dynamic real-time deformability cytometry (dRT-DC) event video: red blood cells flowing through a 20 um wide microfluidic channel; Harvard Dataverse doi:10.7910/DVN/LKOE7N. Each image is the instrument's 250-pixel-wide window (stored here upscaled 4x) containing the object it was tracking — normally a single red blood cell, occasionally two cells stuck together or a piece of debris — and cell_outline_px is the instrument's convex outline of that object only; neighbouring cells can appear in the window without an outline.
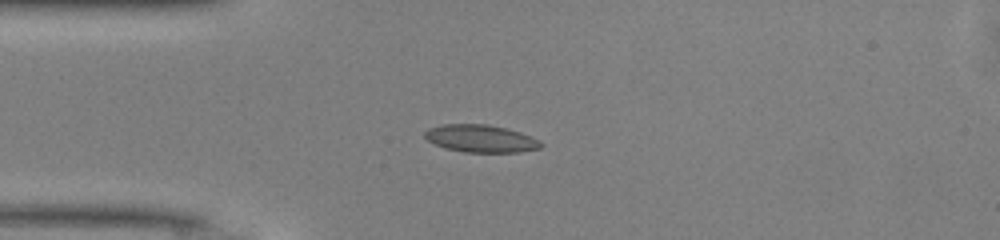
{"species": "common noctule bat (a hibernating species)", "species_latin": "Nyctalus noctula", "temperature_condition": "warm", "stored_images_in_passage": 38, "camera_frame_rate_fps": 3000, "um_per_image_px": 0.085, "animal": {"sex": "male", "body_mass_g": 13.0, "forearm_length_mm": 53.1}, "frame": {"image": 1, "passage_image": 1, "time_ms": 0.0, "image_size_px": [1000, 240], "cell_outline_px": [[544, 144], [540, 148], [520, 152], [464, 152], [444, 148], [428, 140], [424, 136], [424, 132], [428, 128], [440, 124], [488, 124], [520, 132], [532, 136], [540, 140]], "centroid_in_image_um": [40.87, 11.77], "position_along_channel_um": 44.1, "area_um2": 18.73}}
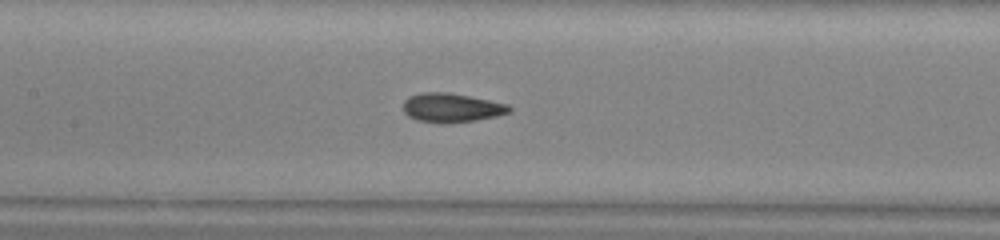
{"frame": {"image": 2, "passage_image": 11, "time_ms": 3.333, "image_size_px": [1000, 240], "cell_outline_px": [[512, 112], [496, 116], [476, 120], [444, 124], [440, 124], [416, 120], [408, 116], [404, 112], [404, 100], [408, 96], [420, 92], [448, 92], [508, 104], [512, 108]], "centroid_in_image_um": [38.36, 9.16], "position_along_channel_um": 169.0, "area_um2": 18.15}}
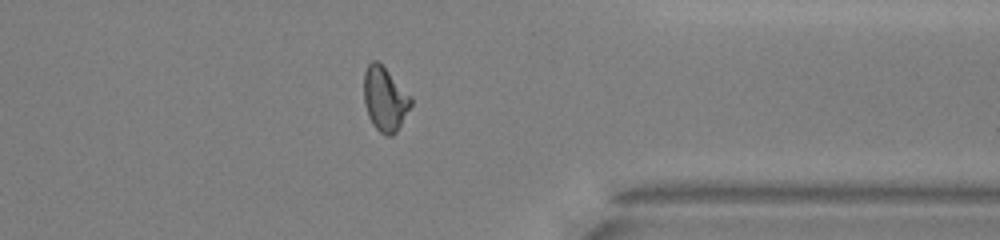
{"frame": {"image": 3, "passage_image": 27, "time_ms": 8.667, "image_size_px": [1000, 240], "cell_outline_px": [[412, 104], [396, 132], [392, 136], [384, 136], [372, 124], [368, 116], [364, 104], [364, 72], [368, 64], [372, 60], [376, 60], [412, 96]], "centroid_in_image_um": [32.71, 8.44], "position_along_channel_um": 378.7, "area_um2": 17.51}, "authors_computed_cell_mechanics": {"area_um2": 17.5134, "velocity_mm_per_s": 4.1691, "shape_relaxation_time_tau1_ms": 6.5784, "shape_relaxation_time_tau2_ms": 1.0228, "deformation_change_tau1": 0.1764, "deformation_change_tau2": 0.0744}}